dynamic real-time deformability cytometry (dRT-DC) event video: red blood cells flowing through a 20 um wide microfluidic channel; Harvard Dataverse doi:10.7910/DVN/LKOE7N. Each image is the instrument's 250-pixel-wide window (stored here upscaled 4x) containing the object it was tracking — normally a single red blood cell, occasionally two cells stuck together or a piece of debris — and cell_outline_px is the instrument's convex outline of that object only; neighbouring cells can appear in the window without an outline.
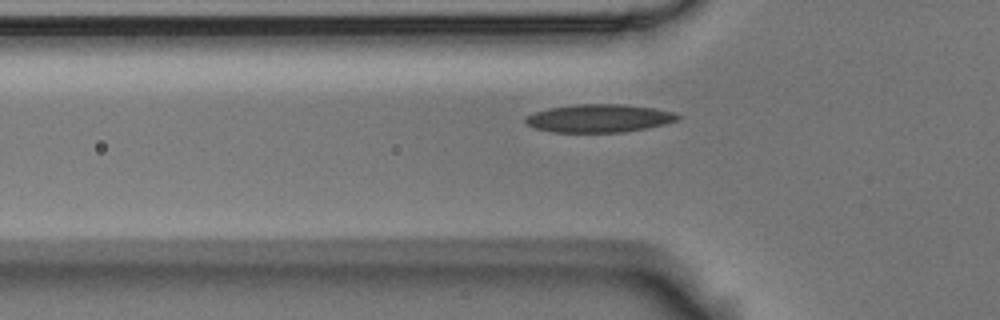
{"species": "Egyptian fruit bat (a non-hibernating species)", "species_latin": "Rousettus aegyptiacus", "temperature_condition": "room temperature", "stored_images_in_passage": 41, "camera_frame_rate_fps": 3000, "um_per_image_px": 0.085, "animal": {"sex": "male"}, "frame": {"image": 1, "passage_image": 8, "time_ms": 2.333, "image_size_px": [1000, 320], "cell_outline_px": [[680, 116], [676, 120], [664, 124], [648, 128], [624, 132], [552, 132], [536, 128], [528, 124], [524, 120], [524, 116], [548, 108], [572, 104], [624, 104], [656, 108], [672, 112]], "centroid_in_image_um": [50.91, 10.05], "position_along_channel_um": 74.9, "area_um2": 24.91}}
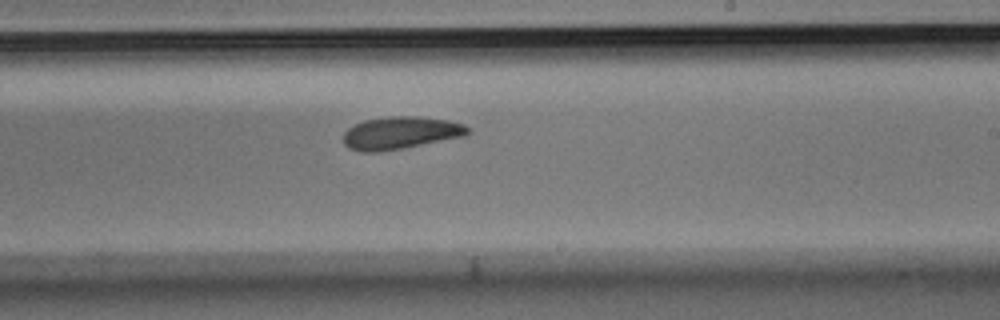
{"frame": {"image": 2, "passage_image": 23, "time_ms": 7.333, "image_size_px": [1000, 320], "cell_outline_px": [[472, 132], [464, 136], [380, 152], [360, 152], [348, 148], [344, 144], [344, 132], [348, 128], [364, 120], [392, 116], [416, 116], [448, 120], [464, 124], [472, 128]], "centroid_in_image_um": [34.06, 11.29], "position_along_channel_um": 254.9, "area_um2": 23.58}}
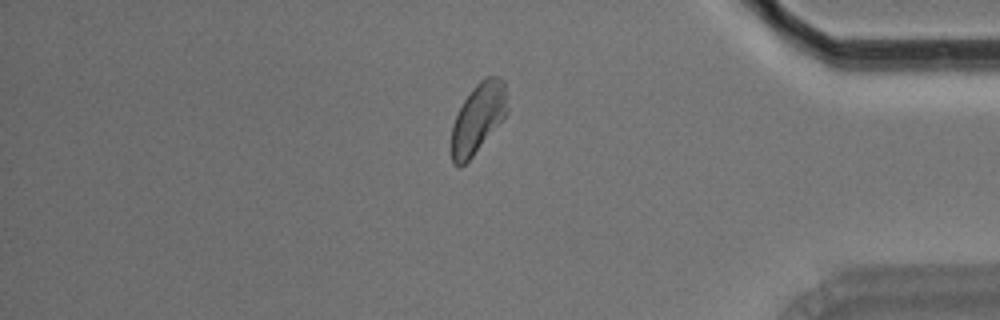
{"frame": {"image": 3, "passage_image": 37, "time_ms": 12.0, "image_size_px": [1000, 320], "cell_outline_px": [[508, 112], [472, 156], [460, 168], [452, 164], [452, 124], [464, 100], [472, 88], [480, 80], [488, 76], [496, 76], [504, 80], [508, 92]], "centroid_in_image_um": [40.66, 10.0], "position_along_channel_um": 394.5, "area_um2": 22.6}, "authors_computed_cell_mechanics": {"area_um2": 23.3512, "velocity_mm_per_s": 3.5849, "shape_relaxation_time_tau1_ms": 4.6112, "shape_relaxation_time_tau2_ms": 5.7085, "deformation_change_tau1": 0.1091, "deformation_change_tau2": 0.12}}